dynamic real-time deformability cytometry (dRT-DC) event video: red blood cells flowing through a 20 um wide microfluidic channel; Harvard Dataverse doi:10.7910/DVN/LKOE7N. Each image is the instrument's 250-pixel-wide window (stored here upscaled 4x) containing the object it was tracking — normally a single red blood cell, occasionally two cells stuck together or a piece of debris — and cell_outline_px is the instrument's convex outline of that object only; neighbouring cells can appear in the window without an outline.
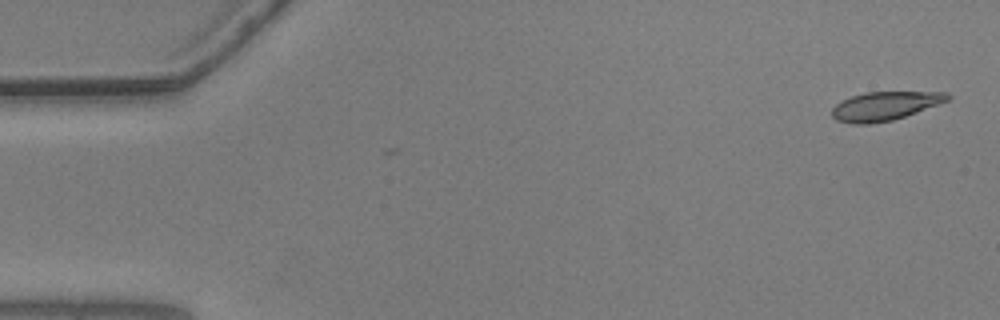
{"species": "common noctule bat (a hibernating species)", "species_latin": "Nyctalus noctula", "temperature_condition": "warm", "stored_images_in_passage": 3, "camera_frame_rate_fps": 3000, "um_per_image_px": 0.085, "animal": {"sex": "male", "body_mass_g": 20.5, "forearm_length_mm": 52.5}, "frame": {"image": 1, "passage_image": 3, "time_ms": 0.667, "image_size_px": [1000, 320], "cell_outline_px": [[952, 96], [948, 100], [916, 112], [892, 120], [868, 124], [852, 124], [836, 120], [832, 116], [832, 108], [836, 104], [852, 96], [864, 92], [948, 92]], "centroid_in_image_um": [75.2, 9.01], "position_along_channel_um": 9.8, "area_um2": 19.13}}